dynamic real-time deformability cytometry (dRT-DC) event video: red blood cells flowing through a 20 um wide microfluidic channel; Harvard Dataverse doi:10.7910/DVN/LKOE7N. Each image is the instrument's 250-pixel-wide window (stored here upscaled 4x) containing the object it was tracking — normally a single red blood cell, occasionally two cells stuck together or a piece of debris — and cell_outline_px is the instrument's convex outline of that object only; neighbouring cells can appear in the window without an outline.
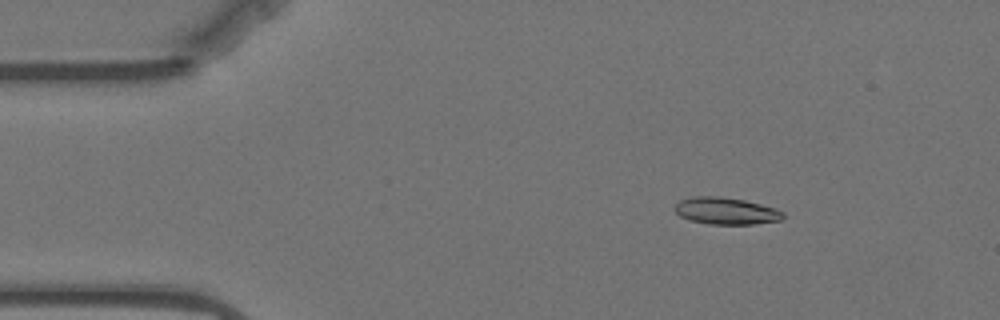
{"species": "Egyptian fruit bat (a non-hibernating species)", "species_latin": "Rousettus aegyptiacus", "temperature_condition": "warm", "stored_images_in_passage": 56, "camera_frame_rate_fps": 3000, "um_per_image_px": 0.085, "animal": {"sex": "female"}, "frame": {"image": 1, "passage_image": 7, "time_ms": 2.0, "image_size_px": [1000, 320], "cell_outline_px": [[784, 216], [780, 220], [752, 224], [708, 224], [688, 220], [680, 216], [672, 208], [680, 200], [692, 196], [720, 196], [744, 200], [776, 208], [784, 212]], "centroid_in_image_um": [61.67, 17.92], "position_along_channel_um": 23.3, "area_um2": 17.11}}
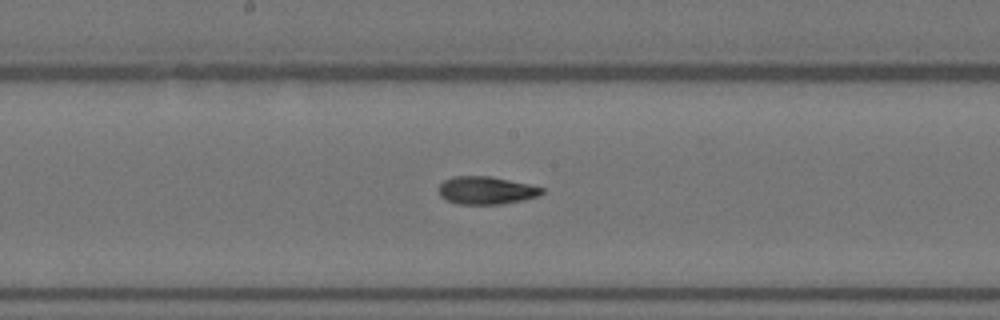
{"frame": {"image": 2, "passage_image": 28, "time_ms": 9.0, "image_size_px": [1000, 320], "cell_outline_px": [[544, 192], [540, 196], [500, 204], [460, 204], [444, 200], [440, 196], [440, 184], [444, 180], [452, 176], [488, 176], [528, 184], [544, 188]], "centroid_in_image_um": [41.31, 16.18], "position_along_channel_um": 206.9, "area_um2": 16.59}}
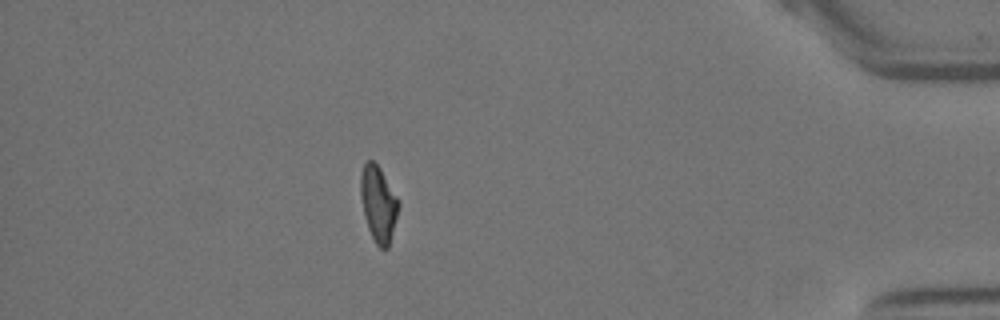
{"frame": {"image": 3, "passage_image": 49, "time_ms": 16.0, "image_size_px": [1000, 320], "cell_outline_px": [[400, 204], [388, 248], [380, 248], [376, 244], [368, 228], [360, 196], [360, 176], [364, 164], [368, 160], [372, 160], [380, 168], [400, 200]], "centroid_in_image_um": [32.17, 17.3], "position_along_channel_um": 403.0, "area_um2": 16.65}, "authors_computed_cell_mechanics": {"area_um2": 16.9643, "velocity_mm_per_s": 3.5155, "shape_relaxation_time_tau1_ms": 7.9801, "shape_relaxation_time_tau2_ms": 2.864, "deformation_change_tau1": 0.2228, "deformation_change_tau2": 0.0811}}